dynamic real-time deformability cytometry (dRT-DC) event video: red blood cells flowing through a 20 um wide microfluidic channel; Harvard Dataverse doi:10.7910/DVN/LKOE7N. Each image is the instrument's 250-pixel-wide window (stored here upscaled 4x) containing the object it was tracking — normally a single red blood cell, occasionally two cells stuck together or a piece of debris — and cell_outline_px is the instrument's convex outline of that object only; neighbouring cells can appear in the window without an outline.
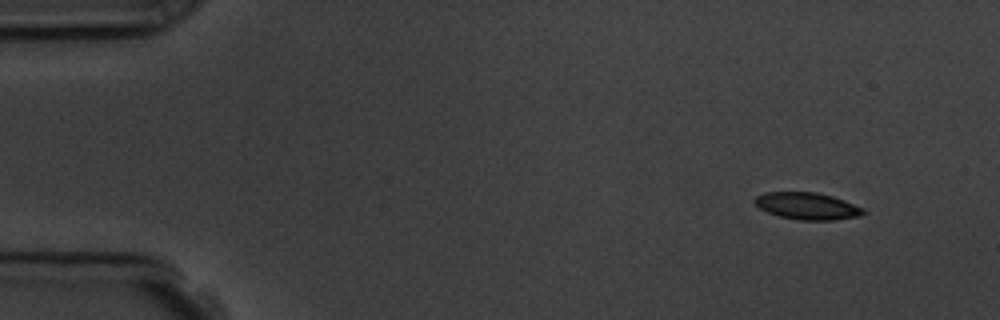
{"species": "common noctule bat (a hibernating species)", "species_latin": "Nyctalus noctula", "temperature_condition": "room temperature", "stored_images_in_passage": 4, "camera_frame_rate_fps": 3000, "um_per_image_px": 0.085, "animal": {"sex": "male", "body_mass_g": 19.5, "forearm_length_mm": 54.6}, "frame": {"image": 1, "passage_image": 1, "time_ms": 0.0, "image_size_px": [1000, 320], "cell_outline_px": [[868, 212], [860, 216], [836, 220], [800, 220], [780, 216], [768, 212], [760, 208], [752, 200], [756, 196], [764, 192], [816, 192], [832, 196], [844, 200], [864, 208]], "centroid_in_image_um": [68.65, 17.51], "position_along_channel_um": 16.4, "area_um2": 17.17}}
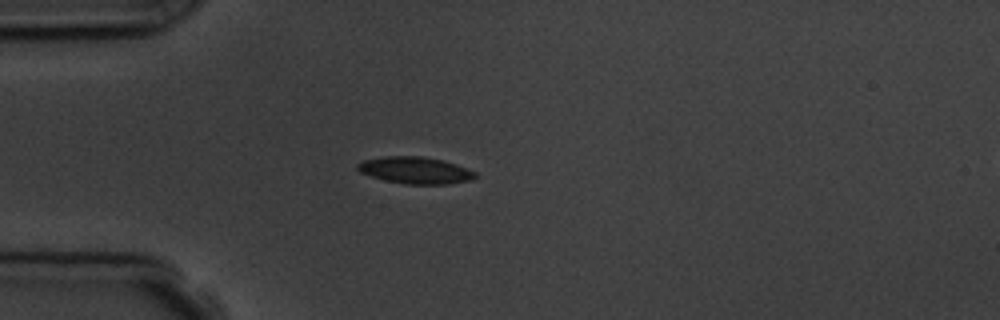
{"frame": {"image": 2, "passage_image": 4, "time_ms": 3.333, "image_size_px": [1000, 320], "cell_outline_px": [[476, 176], [468, 180], [448, 184], [404, 184], [384, 180], [360, 172], [356, 168], [356, 164], [364, 160], [384, 156], [420, 156], [444, 160], [456, 164], [476, 172]], "centroid_in_image_um": [35.27, 14.47], "position_along_channel_um": 49.7, "area_um2": 18.32}}